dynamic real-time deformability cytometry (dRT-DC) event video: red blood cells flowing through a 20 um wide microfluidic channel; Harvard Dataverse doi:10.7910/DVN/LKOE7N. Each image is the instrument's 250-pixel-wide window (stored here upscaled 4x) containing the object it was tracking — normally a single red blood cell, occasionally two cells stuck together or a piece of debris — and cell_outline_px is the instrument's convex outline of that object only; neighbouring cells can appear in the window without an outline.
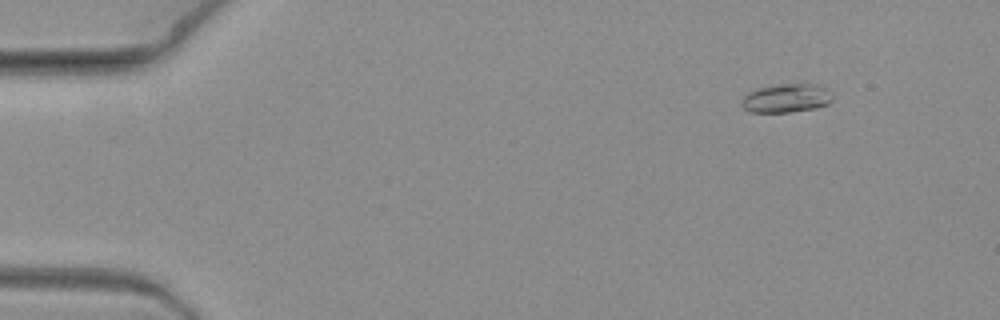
{"species": "common noctule bat (a hibernating species)", "species_latin": "Nyctalus noctula", "temperature_condition": "warm", "stored_images_in_passage": 9, "camera_frame_rate_fps": 3000, "um_per_image_px": 0.085, "animal": {"sex": "female", "body_mass_g": 19.3, "forearm_length_mm": 54.1}, "frame": {"image": 1, "passage_image": 3, "time_ms": 0.667, "image_size_px": [1000, 320], "cell_outline_px": [[832, 100], [828, 104], [816, 108], [792, 112], [752, 112], [744, 108], [740, 104], [740, 100], [748, 92], [756, 88], [780, 84], [816, 84], [832, 92]], "centroid_in_image_um": [66.83, 8.35], "position_along_channel_um": 18.2, "area_um2": 15.32}}
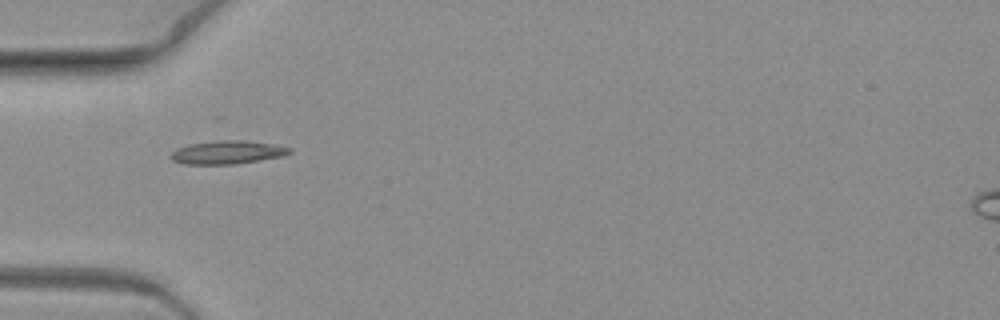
{"frame": {"image": 2, "passage_image": 7, "time_ms": 2.0, "image_size_px": [1000, 320], "cell_outline_px": [[292, 152], [280, 156], [236, 164], [184, 164], [172, 160], [172, 152], [176, 148], [188, 144], [220, 140], [244, 140], [276, 144], [292, 148]], "centroid_in_image_um": [19.33, 12.94], "position_along_channel_um": 65.7, "area_um2": 16.07}}
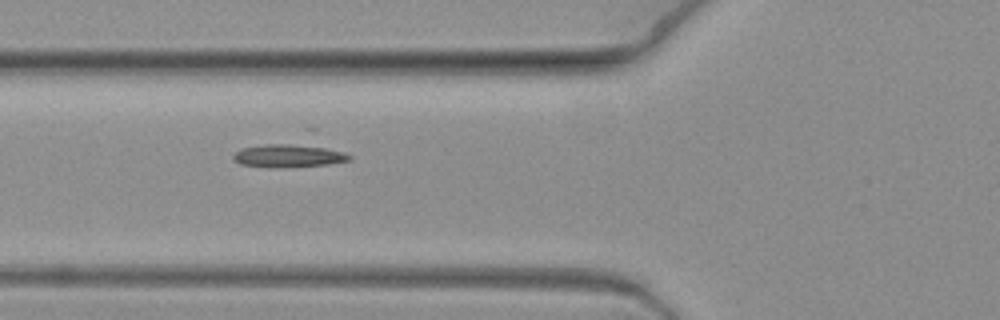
{"frame": {"image": 3, "passage_image": 8, "time_ms": 2.333, "image_size_px": [1000, 320], "cell_outline_px": [[352, 160], [328, 164], [276, 168], [272, 168], [240, 164], [232, 160], [232, 156], [240, 148], [264, 144], [316, 144], [344, 152], [352, 156]], "centroid_in_image_um": [24.54, 13.23], "position_along_channel_um": 101.3, "area_um2": 16.01}}